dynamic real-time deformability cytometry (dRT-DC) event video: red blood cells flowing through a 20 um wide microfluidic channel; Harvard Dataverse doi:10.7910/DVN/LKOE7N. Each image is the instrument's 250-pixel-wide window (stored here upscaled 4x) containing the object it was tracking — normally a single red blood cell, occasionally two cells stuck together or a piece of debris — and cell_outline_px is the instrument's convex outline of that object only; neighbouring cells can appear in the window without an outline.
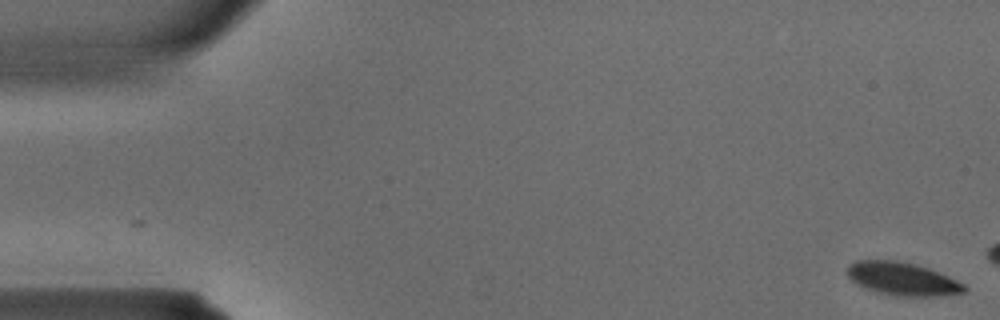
{"species": "common noctule bat (a hibernating species)", "species_latin": "Nyctalus noctula", "temperature_condition": "warm", "stored_images_in_passage": 7, "camera_frame_rate_fps": 3000, "um_per_image_px": 0.085, "animal": {"sex": "male", "body_mass_g": 15.6}, "frame": {"image": 1, "passage_image": 1, "time_ms": 0.0, "image_size_px": [1000, 320], "cell_outline_px": [[968, 288], [964, 292], [940, 296], [896, 296], [880, 292], [856, 284], [848, 276], [848, 264], [856, 260], [896, 260], [916, 264], [928, 268], [948, 276], [964, 284]], "centroid_in_image_um": [76.72, 23.69], "position_along_channel_um": 8.3, "area_um2": 22.43}}